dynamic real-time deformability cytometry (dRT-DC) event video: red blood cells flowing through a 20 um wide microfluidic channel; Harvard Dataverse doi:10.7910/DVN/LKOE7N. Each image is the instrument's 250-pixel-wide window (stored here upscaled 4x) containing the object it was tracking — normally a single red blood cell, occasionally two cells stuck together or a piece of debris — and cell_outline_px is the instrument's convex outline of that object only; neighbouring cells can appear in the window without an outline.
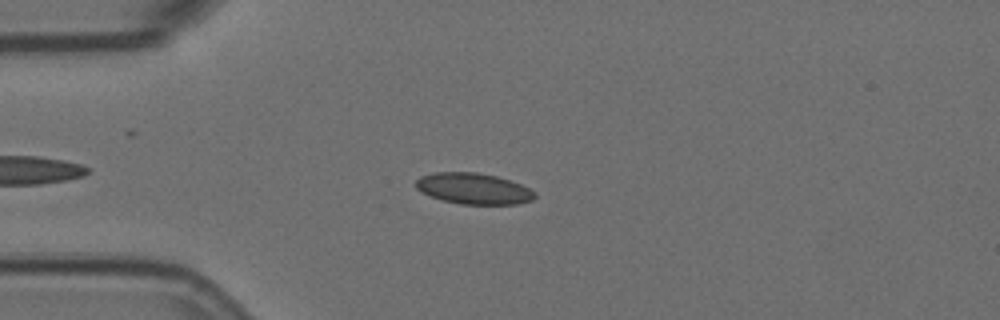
{"species": "Egyptian fruit bat (a non-hibernating species)", "species_latin": "Rousettus aegyptiacus", "temperature_condition": "room temperature", "stored_images_in_passage": 51, "camera_frame_rate_fps": 3000, "um_per_image_px": 0.085, "animal": {"sex": "female"}, "frame": {"image": 1, "passage_image": 9, "time_ms": 2.667, "image_size_px": [1000, 320], "cell_outline_px": [[536, 196], [532, 200], [516, 204], [460, 204], [440, 200], [420, 192], [416, 188], [416, 180], [420, 176], [436, 172], [476, 172], [496, 176], [520, 184], [536, 192]], "centroid_in_image_um": [40.22, 16.03], "position_along_channel_um": 44.8, "area_um2": 21.56}}
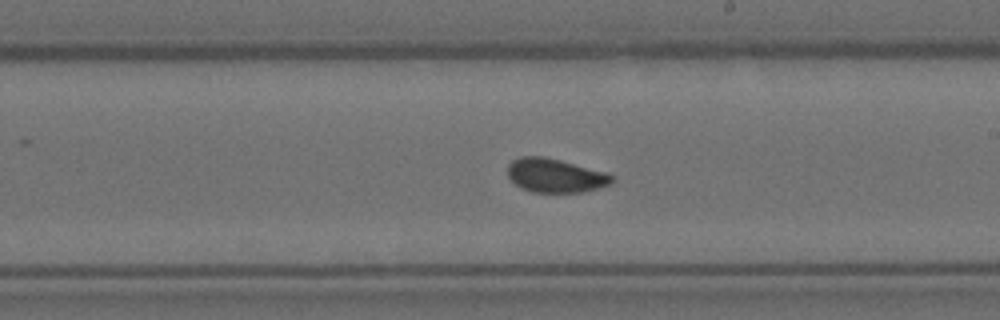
{"frame": {"image": 2, "passage_image": 27, "time_ms": 8.667, "image_size_px": [1000, 320], "cell_outline_px": [[616, 180], [612, 184], [580, 192], [532, 192], [520, 188], [508, 176], [508, 164], [512, 160], [520, 156], [544, 156], [560, 160], [604, 172], [612, 176]], "centroid_in_image_um": [47.17, 14.91], "position_along_channel_um": 241.8, "area_um2": 20.46}}
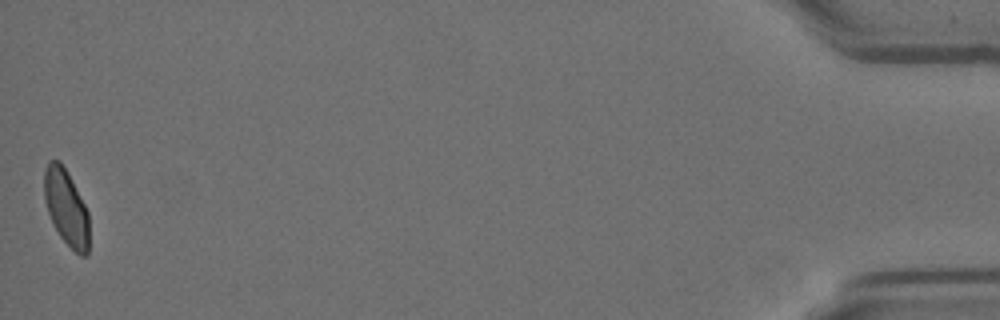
{"frame": {"image": 3, "passage_image": 51, "time_ms": 16.667, "image_size_px": [1000, 320], "cell_outline_px": [[88, 252], [84, 256], [80, 256], [60, 236], [52, 224], [44, 200], [44, 168], [48, 160], [60, 160], [68, 172], [88, 212]], "centroid_in_image_um": [5.6, 17.59], "position_along_channel_um": 429.6, "area_um2": 19.88}, "authors_computed_cell_mechanics": {"area_um2": 20.6924, "velocity_mm_per_s": 3.578, "shape_relaxation_time_tau1_ms": 5.6248, "shape_relaxation_time_tau2_ms": null, "deformation_change_tau1": 0.1324, "deformation_change_tau2": null}}